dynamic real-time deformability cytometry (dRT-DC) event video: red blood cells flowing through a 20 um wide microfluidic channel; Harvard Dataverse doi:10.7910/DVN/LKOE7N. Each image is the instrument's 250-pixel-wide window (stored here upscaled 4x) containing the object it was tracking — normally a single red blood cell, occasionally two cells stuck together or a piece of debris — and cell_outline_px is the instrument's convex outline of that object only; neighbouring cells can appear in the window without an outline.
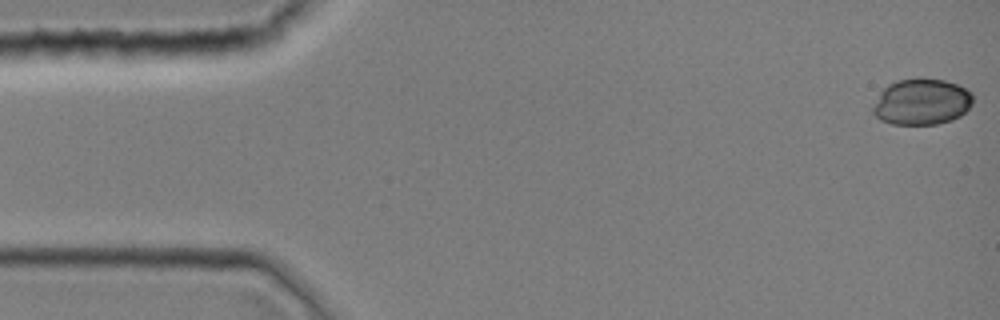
{"species": "common noctule bat (a hibernating species)", "species_latin": "Nyctalus noctula", "temperature_condition": "room temperature", "stored_images_in_passage": 44, "camera_frame_rate_fps": 3000, "um_per_image_px": 0.085, "animal": {"sex": "female", "body_mass_g": 19.0, "forearm_length_mm": 51.5}, "frame": {"image": 1, "passage_image": 1, "time_ms": 0.0, "image_size_px": [1000, 320], "cell_outline_px": [[972, 104], [960, 116], [952, 120], [936, 124], [892, 124], [880, 120], [872, 112], [872, 108], [880, 92], [888, 84], [896, 80], [916, 76], [920, 76], [944, 80], [956, 84], [972, 92]], "centroid_in_image_um": [78.32, 8.62], "position_along_channel_um": 6.7, "area_um2": 27.28}}
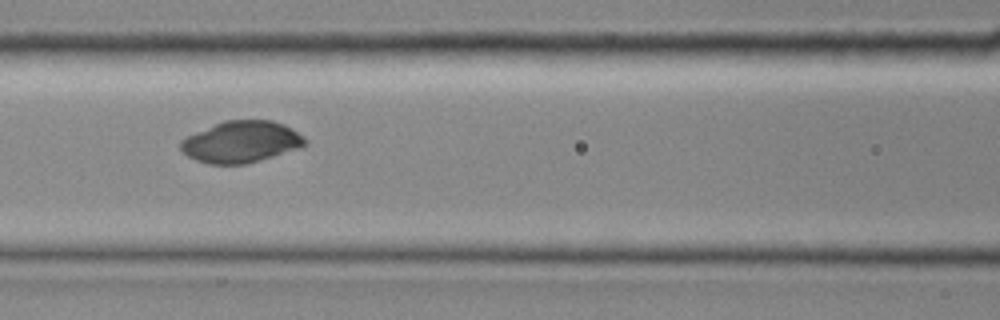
{"frame": {"image": 2, "passage_image": 19, "time_ms": 6.0, "image_size_px": [1000, 320], "cell_outline_px": [[308, 144], [300, 148], [248, 164], [208, 164], [196, 160], [180, 152], [180, 140], [196, 132], [224, 120], [272, 120], [284, 124], [292, 128], [304, 136], [308, 140]], "centroid_in_image_um": [20.52, 12.06], "position_along_channel_um": 146.1, "area_um2": 30.4}}
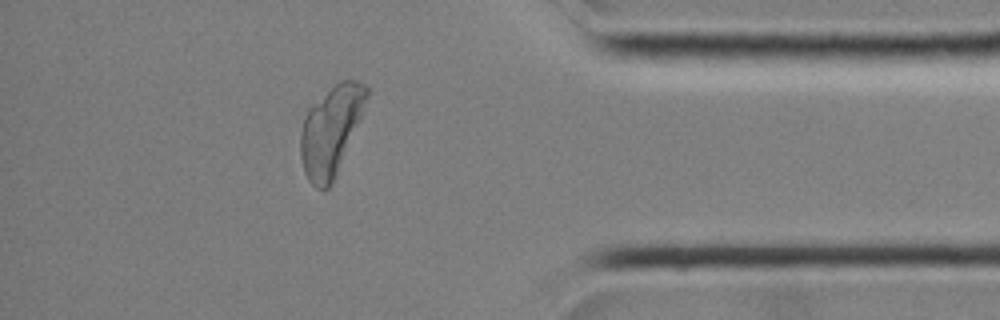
{"frame": {"image": 3, "passage_image": 38, "time_ms": 12.333, "image_size_px": [1000, 320], "cell_outline_px": [[368, 96], [360, 120], [336, 176], [332, 184], [328, 188], [316, 188], [308, 180], [304, 172], [300, 156], [300, 132], [308, 108], [312, 104], [340, 80], [356, 80], [368, 84]], "centroid_in_image_um": [28.13, 11.09], "position_along_channel_um": 407.1, "area_um2": 34.28}}